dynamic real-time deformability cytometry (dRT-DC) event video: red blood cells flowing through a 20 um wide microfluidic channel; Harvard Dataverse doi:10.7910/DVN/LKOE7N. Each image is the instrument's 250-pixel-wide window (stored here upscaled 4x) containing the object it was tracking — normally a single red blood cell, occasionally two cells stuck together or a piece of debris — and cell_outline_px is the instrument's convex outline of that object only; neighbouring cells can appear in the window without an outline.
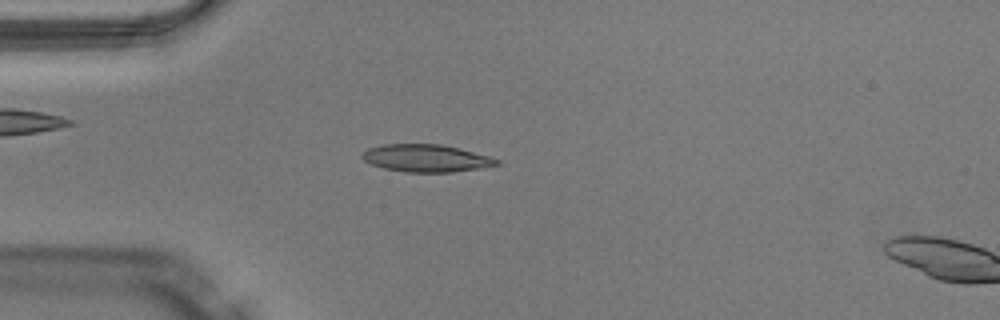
{"species": "Egyptian fruit bat (a non-hibernating species)", "species_latin": "Rousettus aegyptiacus", "temperature_condition": "warm", "stored_images_in_passage": 12, "camera_frame_rate_fps": 3000, "um_per_image_px": 0.085, "animal": {"sex": "male"}, "frame": {"image": 1, "passage_image": 6, "time_ms": 1.667, "image_size_px": [1000, 320], "cell_outline_px": [[500, 164], [480, 168], [452, 172], [404, 172], [384, 168], [372, 164], [364, 160], [360, 156], [368, 148], [384, 144], [440, 144], [460, 148], [488, 156], [500, 160]], "centroid_in_image_um": [36.22, 13.44], "position_along_channel_um": 48.8, "area_um2": 21.44}}